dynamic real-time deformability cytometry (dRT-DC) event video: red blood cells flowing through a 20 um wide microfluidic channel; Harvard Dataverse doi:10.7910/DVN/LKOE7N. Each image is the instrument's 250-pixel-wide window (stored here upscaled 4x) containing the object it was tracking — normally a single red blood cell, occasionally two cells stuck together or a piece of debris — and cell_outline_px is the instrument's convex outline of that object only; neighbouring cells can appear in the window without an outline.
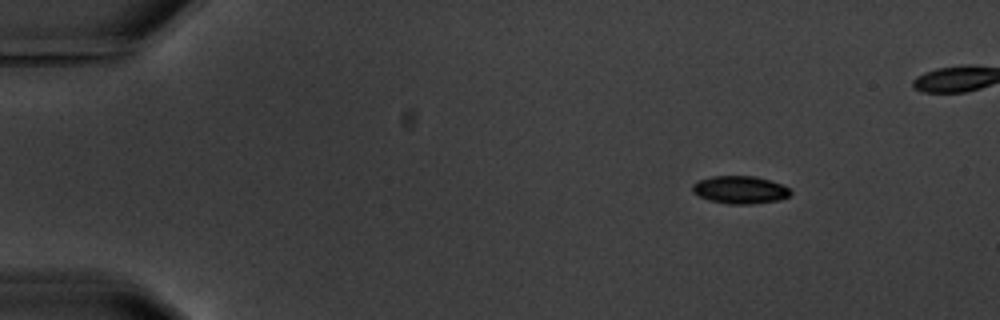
{"species": "common noctule bat (a hibernating species)", "species_latin": "Nyctalus noctula", "temperature_condition": "warm", "stored_images_in_passage": 5, "camera_frame_rate_fps": 3000, "um_per_image_px": 0.085, "animal": {"sex": "male", "body_mass_g": 20.1, "forearm_length_mm": 53.5}, "frame": {"image": 1, "passage_image": 1, "time_ms": 0.0, "image_size_px": [1000, 320], "cell_outline_px": [[792, 192], [788, 196], [780, 200], [752, 204], [728, 204], [708, 200], [692, 192], [692, 184], [700, 180], [712, 176], [756, 176], [780, 184], [788, 188]], "centroid_in_image_um": [62.89, 16.14], "position_along_channel_um": 22.1, "area_um2": 15.78}}